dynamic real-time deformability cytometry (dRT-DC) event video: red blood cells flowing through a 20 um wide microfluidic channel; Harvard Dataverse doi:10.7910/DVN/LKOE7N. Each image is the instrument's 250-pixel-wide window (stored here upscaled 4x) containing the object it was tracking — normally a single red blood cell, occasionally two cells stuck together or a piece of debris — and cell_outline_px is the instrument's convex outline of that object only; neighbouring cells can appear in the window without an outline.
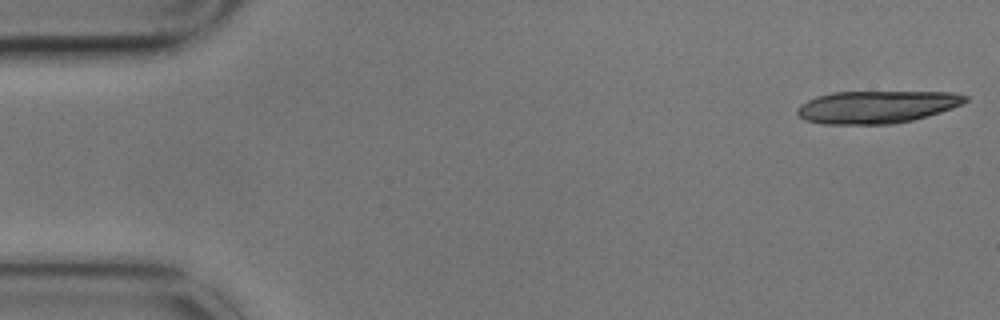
{"species": "common noctule bat (a hibernating species)", "species_latin": "Nyctalus noctula", "temperature_condition": "cold", "stored_images_in_passage": 6, "camera_frame_rate_fps": 3000, "um_per_image_px": 0.085, "animal": {"sex": "male", "body_mass_g": 17.9}, "frame": {"image": 1, "passage_image": 1, "time_ms": 0.0, "image_size_px": [1000, 320], "cell_outline_px": [[968, 100], [952, 108], [928, 116], [912, 120], [892, 124], [824, 124], [804, 120], [796, 112], [796, 108], [800, 104], [816, 96], [832, 92], [952, 92], [968, 96]], "centroid_in_image_um": [74.49, 9.09], "position_along_channel_um": 10.5, "area_um2": 31.85}}